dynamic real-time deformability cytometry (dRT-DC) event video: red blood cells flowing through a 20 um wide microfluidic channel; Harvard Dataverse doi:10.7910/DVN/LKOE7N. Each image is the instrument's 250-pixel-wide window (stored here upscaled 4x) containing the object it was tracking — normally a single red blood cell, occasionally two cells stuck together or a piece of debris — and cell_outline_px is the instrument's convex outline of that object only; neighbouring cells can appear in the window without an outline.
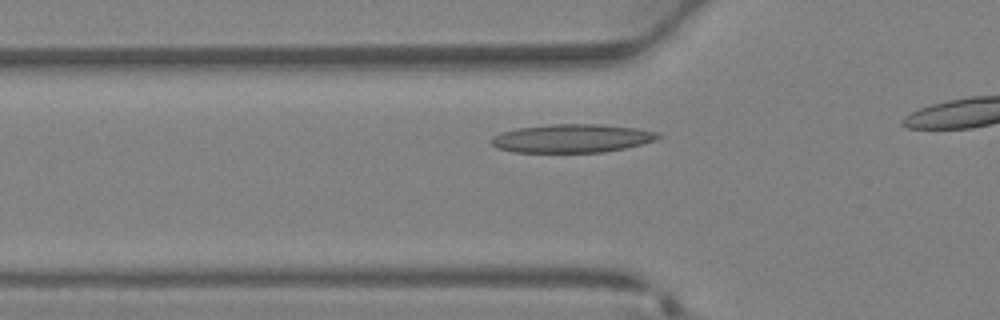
{"species": "Egyptian fruit bat (a non-hibernating species)", "species_latin": "Rousettus aegyptiacus", "temperature_condition": "warm", "stored_images_in_passage": 7, "camera_frame_rate_fps": 3000, "um_per_image_px": 0.085, "animal": {"sex": "female"}, "frame": {"image": 1, "passage_image": 3, "time_ms": 0.667, "image_size_px": [1000, 320], "cell_outline_px": [[664, 136], [656, 140], [624, 148], [604, 152], [512, 152], [496, 148], [488, 140], [492, 136], [516, 128], [548, 124], [600, 124], [636, 128], [660, 132]], "centroid_in_image_um": [48.62, 11.75], "position_along_channel_um": 77.2, "area_um2": 27.86}}
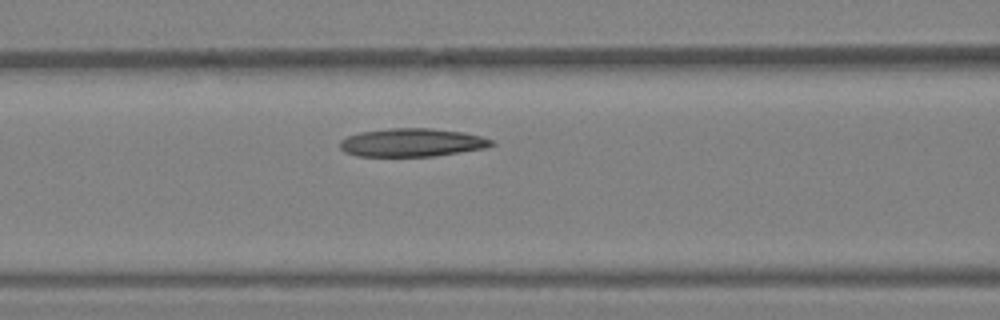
{"frame": {"image": 2, "passage_image": 6, "time_ms": 1.667, "image_size_px": [1000, 320], "cell_outline_px": [[496, 144], [484, 148], [432, 156], [356, 156], [344, 152], [340, 148], [340, 140], [348, 136], [360, 132], [388, 128], [432, 128], [464, 132], [480, 136], [492, 140]], "centroid_in_image_um": [34.99, 12.11], "position_along_channel_um": 131.6, "area_um2": 24.91}}